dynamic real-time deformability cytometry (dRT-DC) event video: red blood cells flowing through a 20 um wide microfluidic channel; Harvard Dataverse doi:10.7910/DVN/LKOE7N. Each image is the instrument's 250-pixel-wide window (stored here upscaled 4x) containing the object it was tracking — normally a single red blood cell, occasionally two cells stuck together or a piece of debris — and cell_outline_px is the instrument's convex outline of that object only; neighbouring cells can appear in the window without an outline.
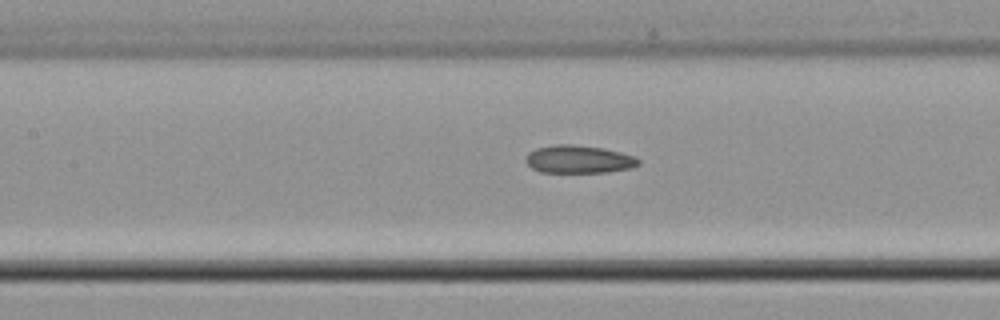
{"species": "common noctule bat (a hibernating species)", "species_latin": "Nyctalus noctula", "temperature_condition": "cold", "stored_images_in_passage": 25, "camera_frame_rate_fps": 3000, "um_per_image_px": 0.085, "animal": {"sex": "male", "body_mass_g": 21.5, "forearm_length_mm": 52.0}, "frame": {"image": 1, "passage_image": 7, "time_ms": 2.0, "image_size_px": [1000, 320], "cell_outline_px": [[640, 164], [632, 168], [608, 172], [540, 172], [532, 168], [524, 160], [528, 152], [536, 148], [556, 144], [572, 144], [604, 148], [636, 156], [640, 160]], "centroid_in_image_um": [49.21, 13.53], "position_along_channel_um": 158.2, "area_um2": 18.5}}
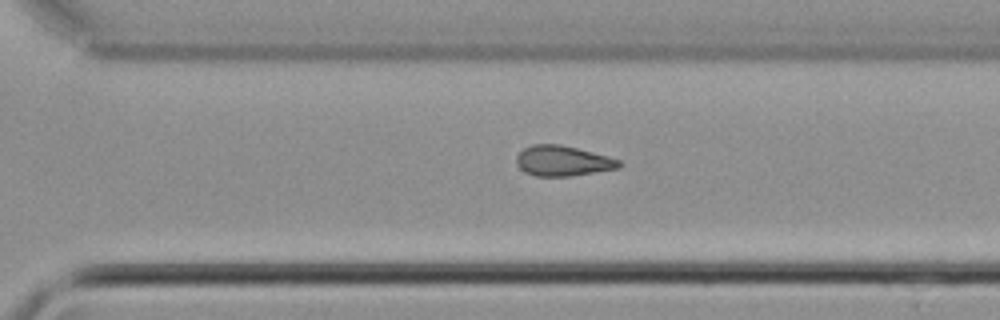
{"frame": {"image": 2, "passage_image": 20, "time_ms": 6.333, "image_size_px": [1000, 320], "cell_outline_px": [[624, 164], [620, 168], [572, 176], [536, 176], [524, 172], [516, 164], [516, 156], [524, 148], [532, 144], [560, 144], [608, 156], [620, 160]], "centroid_in_image_um": [47.85, 13.68], "position_along_channel_um": 322.8, "area_um2": 18.26}}
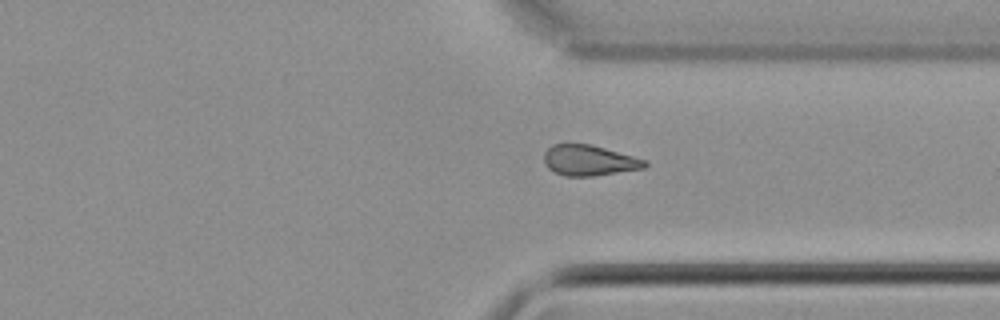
{"frame": {"image": 3, "passage_image": 23, "time_ms": 7.333, "image_size_px": [1000, 320], "cell_outline_px": [[648, 164], [644, 168], [592, 176], [564, 176], [548, 168], [544, 164], [544, 152], [552, 144], [592, 144], [648, 160]], "centroid_in_image_um": [50.08, 13.62], "position_along_channel_um": 361.3, "area_um2": 18.03}}